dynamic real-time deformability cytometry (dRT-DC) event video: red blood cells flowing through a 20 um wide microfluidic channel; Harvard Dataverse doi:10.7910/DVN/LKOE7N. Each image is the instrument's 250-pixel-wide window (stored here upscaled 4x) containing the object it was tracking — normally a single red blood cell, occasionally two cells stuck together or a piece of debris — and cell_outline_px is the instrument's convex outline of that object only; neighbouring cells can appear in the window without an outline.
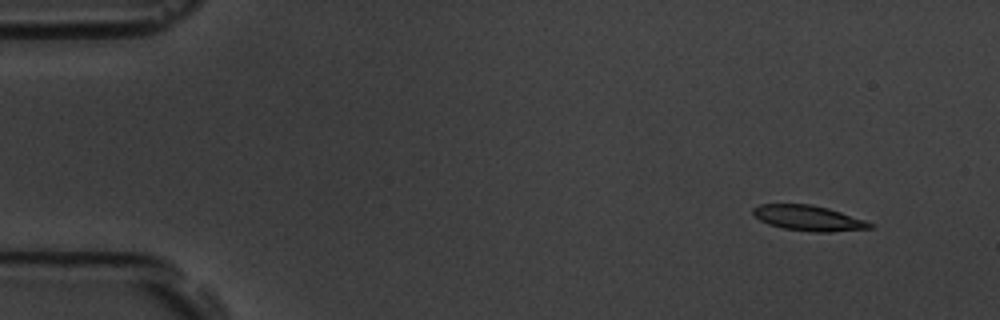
{"species": "common noctule bat (a hibernating species)", "species_latin": "Nyctalus noctula", "temperature_condition": "room temperature", "stored_images_in_passage": 5, "camera_frame_rate_fps": 3000, "um_per_image_px": 0.085, "animal": {"sex": "male", "body_mass_g": 19.5, "forearm_length_mm": 54.6}, "frame": {"image": 1, "passage_image": 1, "time_ms": 0.0, "image_size_px": [1000, 320], "cell_outline_px": [[872, 228], [828, 232], [812, 232], [784, 228], [768, 224], [760, 220], [752, 212], [752, 208], [760, 204], [812, 204], [828, 208], [864, 220], [872, 224]], "centroid_in_image_um": [68.68, 18.53], "position_along_channel_um": 16.3, "area_um2": 17.05}}
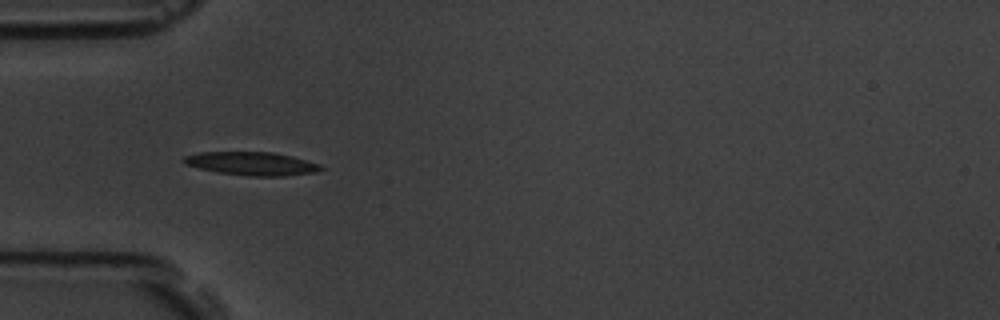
{"frame": {"image": 2, "passage_image": 4, "time_ms": 4.333, "image_size_px": [1000, 320], "cell_outline_px": [[324, 168], [316, 172], [284, 176], [248, 176], [216, 172], [184, 164], [180, 160], [184, 156], [200, 152], [272, 152], [292, 156], [320, 164]], "centroid_in_image_um": [21.38, 13.91], "position_along_channel_um": 63.6, "area_um2": 18.73}}
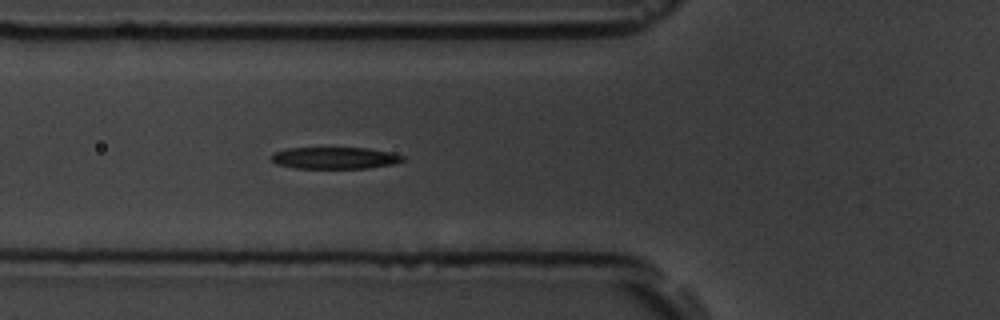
{"frame": {"image": 3, "passage_image": 5, "time_ms": 5.333, "image_size_px": [1000, 320], "cell_outline_px": [[404, 160], [392, 164], [368, 168], [296, 168], [276, 164], [272, 160], [272, 152], [288, 148], [368, 148], [392, 152], [404, 156]], "centroid_in_image_um": [28.45, 13.42], "position_along_channel_um": 97.3, "area_um2": 16.65}}